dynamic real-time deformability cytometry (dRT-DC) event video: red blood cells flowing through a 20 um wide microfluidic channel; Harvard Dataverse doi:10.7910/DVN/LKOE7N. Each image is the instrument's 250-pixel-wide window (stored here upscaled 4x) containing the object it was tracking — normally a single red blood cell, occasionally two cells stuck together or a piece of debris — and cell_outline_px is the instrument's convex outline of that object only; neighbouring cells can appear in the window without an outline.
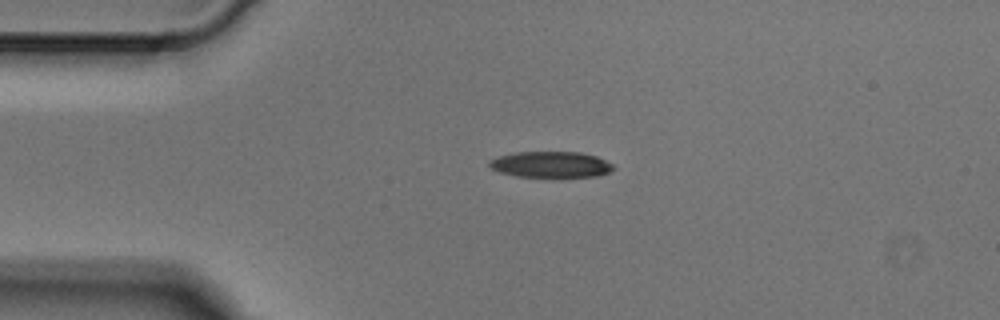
{"species": "Egyptian fruit bat (a non-hibernating species)", "species_latin": "Rousettus aegyptiacus", "temperature_condition": "cold", "stored_images_in_passage": 1, "camera_frame_rate_fps": 3000, "um_per_image_px": 0.085, "animal": {"sex": "male"}, "frame": {"image": 1, "passage_image": 1, "time_ms": 0.0, "image_size_px": [1000, 320], "cell_outline_px": [[616, 168], [608, 172], [596, 176], [516, 176], [500, 172], [492, 168], [488, 164], [488, 160], [500, 156], [516, 152], [580, 152], [596, 156], [612, 164]], "centroid_in_image_um": [46.81, 13.97], "position_along_channel_um": 38.2, "area_um2": 18.5}}